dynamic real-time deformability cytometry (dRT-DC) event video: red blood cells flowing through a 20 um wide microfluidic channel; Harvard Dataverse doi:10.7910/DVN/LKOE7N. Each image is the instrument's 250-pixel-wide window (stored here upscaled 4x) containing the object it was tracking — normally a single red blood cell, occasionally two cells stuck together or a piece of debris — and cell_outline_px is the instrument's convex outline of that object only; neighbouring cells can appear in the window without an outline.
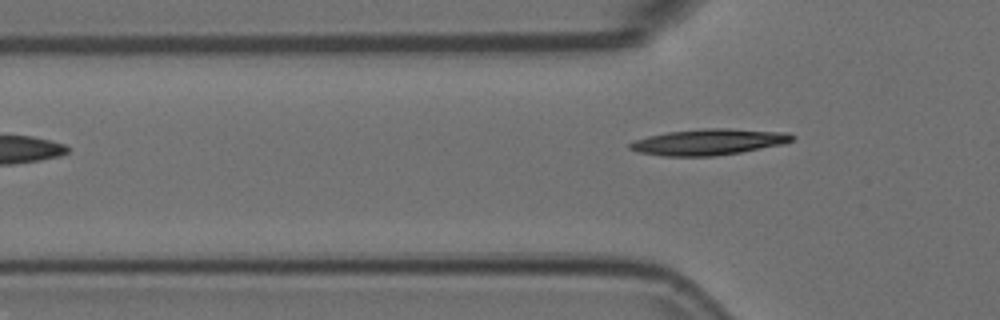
{"species": "Egyptian fruit bat (a non-hibernating species)", "species_latin": "Rousettus aegyptiacus", "temperature_condition": "room temperature", "stored_images_in_passage": 2, "camera_frame_rate_fps": 3000, "um_per_image_px": 0.085, "animal": {"sex": "female"}, "frame": {"image": 1, "passage_image": 2, "time_ms": 0.333, "image_size_px": [1000, 320], "cell_outline_px": [[796, 136], [792, 140], [784, 144], [740, 152], [716, 156], [660, 156], [636, 152], [628, 148], [628, 144], [632, 140], [648, 136], [668, 132], [704, 128], [728, 128], [788, 132]], "centroid_in_image_um": [60.21, 12.07], "position_along_channel_um": 65.6, "area_um2": 24.91}}